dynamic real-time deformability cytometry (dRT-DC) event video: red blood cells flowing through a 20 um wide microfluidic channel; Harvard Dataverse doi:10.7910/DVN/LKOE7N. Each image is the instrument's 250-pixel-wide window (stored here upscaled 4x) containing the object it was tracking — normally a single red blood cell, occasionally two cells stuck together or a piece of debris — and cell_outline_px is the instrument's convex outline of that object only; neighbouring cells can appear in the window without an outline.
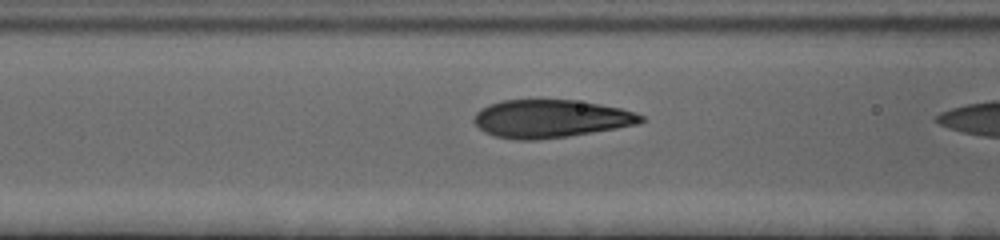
{"species": "human", "species_latin": "Homo sapiens", "temperature_condition": "cold", "stored_images_in_passage": 22, "camera_frame_rate_fps": 3000, "um_per_image_px": 0.085, "donor": {"sex": "female"}, "frame": {"image": 1, "passage_image": 20, "time_ms": 6.333, "image_size_px": [1000, 240], "cell_outline_px": [[644, 120], [636, 124], [616, 128], [568, 136], [536, 140], [520, 140], [492, 136], [484, 132], [472, 120], [476, 112], [480, 108], [488, 104], [504, 100], [576, 100], [600, 104], [620, 108], [636, 112], [644, 116]], "centroid_in_image_um": [46.77, 10.09], "position_along_channel_um": 119.8, "area_um2": 36.93}}